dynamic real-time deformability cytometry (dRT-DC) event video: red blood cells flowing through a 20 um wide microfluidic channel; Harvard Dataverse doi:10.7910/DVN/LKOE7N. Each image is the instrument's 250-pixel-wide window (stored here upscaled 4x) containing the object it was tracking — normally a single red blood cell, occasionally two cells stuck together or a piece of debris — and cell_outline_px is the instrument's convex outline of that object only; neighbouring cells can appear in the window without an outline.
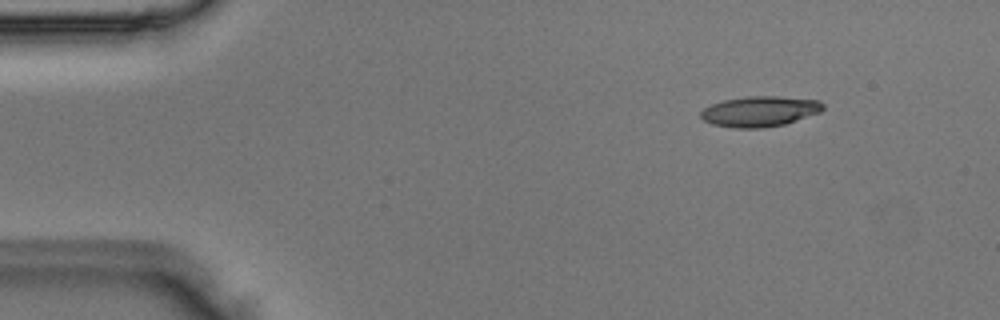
{"species": "Egyptian fruit bat (a non-hibernating species)", "species_latin": "Rousettus aegyptiacus", "temperature_condition": "room temperature", "stored_images_in_passage": 3, "camera_frame_rate_fps": 3000, "um_per_image_px": 0.085, "animal": {"sex": "male"}, "frame": {"image": 1, "passage_image": 1, "time_ms": 0.0, "image_size_px": [1000, 320], "cell_outline_px": [[824, 108], [820, 112], [784, 124], [764, 128], [736, 128], [712, 124], [704, 120], [700, 116], [700, 112], [704, 108], [712, 104], [724, 100], [748, 96], [776, 96], [820, 100], [824, 104]], "centroid_in_image_um": [64.59, 9.46], "position_along_channel_um": 20.4, "area_um2": 21.62}}